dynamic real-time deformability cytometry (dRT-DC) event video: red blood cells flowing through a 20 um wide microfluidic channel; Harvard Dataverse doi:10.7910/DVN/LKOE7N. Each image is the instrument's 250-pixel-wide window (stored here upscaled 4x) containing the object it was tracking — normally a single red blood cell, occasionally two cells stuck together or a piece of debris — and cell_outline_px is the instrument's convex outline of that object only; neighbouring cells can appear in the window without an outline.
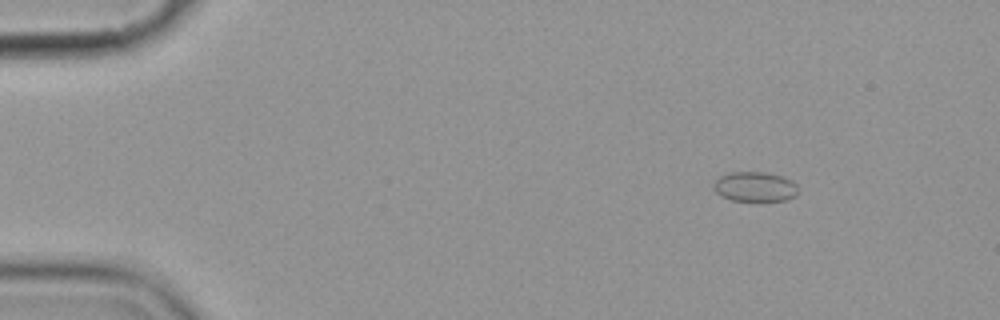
{"species": "common noctule bat (a hibernating species)", "species_latin": "Nyctalus noctula", "temperature_condition": "cold", "stored_images_in_passage": 5, "camera_frame_rate_fps": 3000, "um_per_image_px": 0.085, "animal": {"sex": "female", "body_mass_g": 19.9}, "frame": {"image": 1, "passage_image": 1, "time_ms": 0.0, "image_size_px": [1000, 320], "cell_outline_px": [[796, 196], [784, 200], [732, 200], [720, 196], [712, 188], [712, 184], [720, 176], [732, 172], [764, 172], [780, 176], [792, 180], [796, 184]], "centroid_in_image_um": [64.13, 15.86], "position_along_channel_um": 20.9, "area_um2": 14.51}}
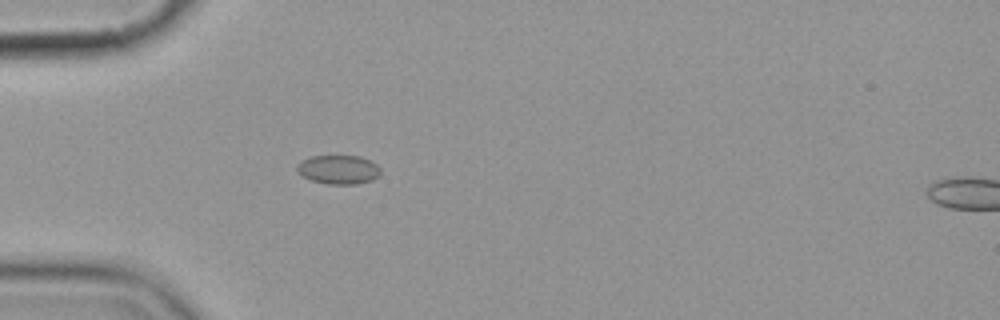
{"frame": {"image": 2, "passage_image": 4, "time_ms": 3.333, "image_size_px": [1000, 320], "cell_outline_px": [[380, 176], [372, 180], [356, 184], [328, 184], [312, 180], [296, 172], [296, 164], [312, 156], [360, 156], [376, 164], [380, 168]], "centroid_in_image_um": [28.78, 14.42], "position_along_channel_um": 56.2, "area_um2": 14.05}}